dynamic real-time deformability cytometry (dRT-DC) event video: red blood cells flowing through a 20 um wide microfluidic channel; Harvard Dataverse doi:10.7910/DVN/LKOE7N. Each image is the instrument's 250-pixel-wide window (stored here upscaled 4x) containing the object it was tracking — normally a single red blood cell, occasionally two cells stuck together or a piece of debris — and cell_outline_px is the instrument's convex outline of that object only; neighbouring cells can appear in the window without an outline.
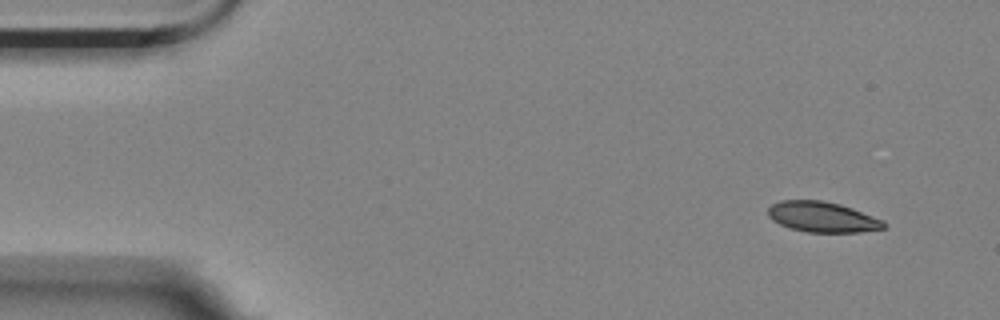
{"species": "Egyptian fruit bat (a non-hibernating species)", "species_latin": "Rousettus aegyptiacus", "temperature_condition": "room temperature", "stored_images_in_passage": 4, "segment_of_instrument_passage": [1, 2], "camera_frame_rate_fps": 3000, "um_per_image_px": 0.085, "animal": {"sex": "female"}, "frame": {"image": 1, "passage_image": 1, "time_ms": 0.0, "image_size_px": [1000, 320], "cell_outline_px": [[888, 224], [884, 228], [860, 232], [808, 232], [792, 228], [780, 224], [772, 220], [768, 216], [768, 208], [772, 204], [780, 200], [824, 200], [840, 204], [852, 208], [884, 220]], "centroid_in_image_um": [69.92, 18.43], "position_along_channel_um": 15.1, "area_um2": 20.58}}